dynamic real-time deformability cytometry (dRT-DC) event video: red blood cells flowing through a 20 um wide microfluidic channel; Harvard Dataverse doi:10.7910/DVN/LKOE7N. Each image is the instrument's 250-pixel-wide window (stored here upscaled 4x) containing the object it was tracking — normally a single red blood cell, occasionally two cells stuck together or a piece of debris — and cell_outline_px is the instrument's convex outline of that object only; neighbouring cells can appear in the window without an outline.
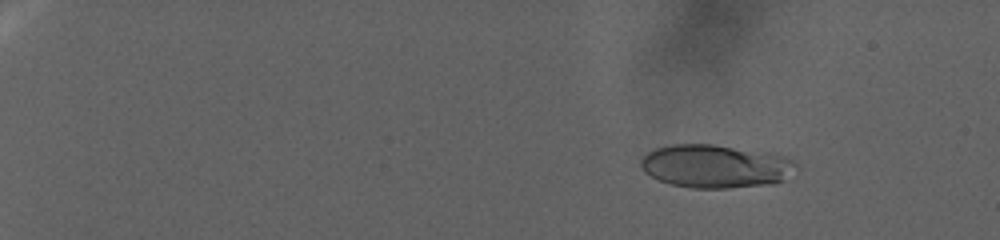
{"species": "human", "species_latin": "Homo sapiens", "temperature_condition": "warm", "stored_images_in_passage": 121, "camera_frame_rate_fps": 3000, "um_per_image_px": 0.085, "donor": {"sex": "female"}, "frame": {"image": 1, "passage_image": 20, "time_ms": 6.333, "image_size_px": [1000, 240], "cell_outline_px": [[800, 168], [784, 180], [776, 184], [728, 188], [692, 188], [672, 184], [660, 180], [644, 172], [640, 164], [640, 160], [648, 152], [656, 148], [672, 144], [712, 144], [776, 152], [792, 160]], "centroid_in_image_um": [60.91, 14.12], "position_along_channel_um": 24.1, "area_um2": 39.77}}
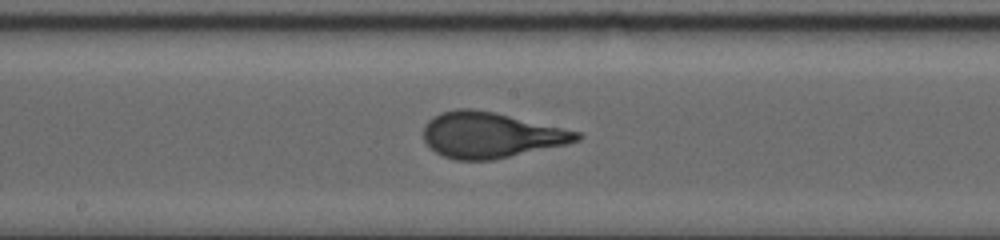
{"frame": {"image": 2, "passage_image": 75, "time_ms": 24.667, "image_size_px": [1000, 240], "cell_outline_px": [[584, 136], [580, 140], [568, 144], [492, 160], [456, 160], [444, 156], [436, 152], [424, 140], [424, 124], [432, 116], [440, 112], [456, 108], [472, 108], [496, 112], [580, 132]], "centroid_in_image_um": [41.71, 11.46], "position_along_channel_um": 206.5, "area_um2": 40.92}}
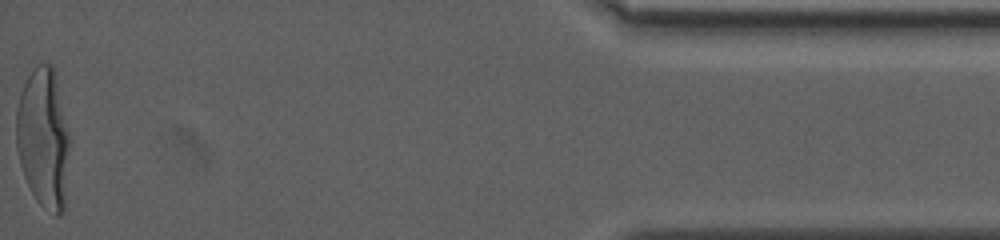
{"frame": {"image": 3, "passage_image": 121, "time_ms": 40.0, "image_size_px": [1000, 240], "cell_outline_px": [[68, 144], [64, 212], [60, 216], [56, 216], [44, 208], [36, 200], [24, 176], [20, 164], [16, 148], [16, 108], [20, 92], [32, 68], [36, 64], [52, 64], [56, 72], [68, 132]], "centroid_in_image_um": [3.66, 11.72], "position_along_channel_um": 431.5, "area_um2": 43.52}}